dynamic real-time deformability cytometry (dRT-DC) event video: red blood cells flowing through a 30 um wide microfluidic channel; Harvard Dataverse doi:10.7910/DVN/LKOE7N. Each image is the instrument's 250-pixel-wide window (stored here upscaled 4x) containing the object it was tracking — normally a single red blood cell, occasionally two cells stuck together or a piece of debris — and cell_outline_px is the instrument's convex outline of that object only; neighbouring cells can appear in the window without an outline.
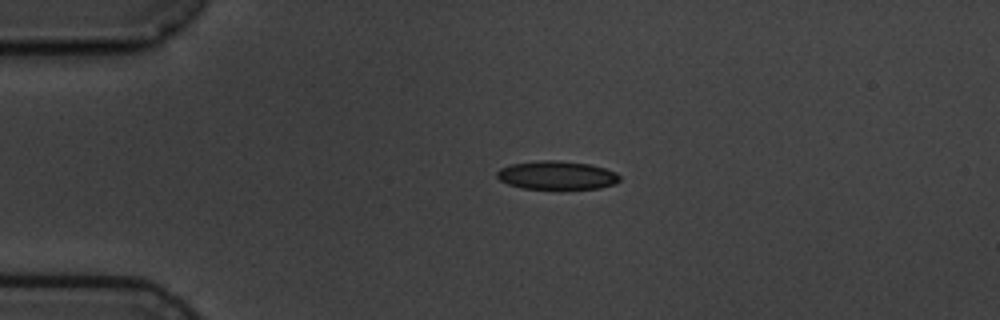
{"species": "common noctule bat (a hibernating species)", "species_latin": "Nyctalus noctula", "temperature_condition": "cold", "stored_images_in_passage": 2, "camera_frame_rate_fps": 3000, "um_per_image_px": 0.085, "animal": {"sex": "male", "body_mass_g": 19.5, "forearm_length_mm": 54.6}, "frame": {"image": 1, "passage_image": 1, "time_ms": 0.0, "image_size_px": [1000, 320], "cell_outline_px": [[620, 180], [616, 184], [600, 188], [520, 188], [508, 184], [500, 180], [496, 176], [496, 172], [500, 168], [512, 164], [540, 160], [556, 160], [588, 164], [604, 168], [616, 172], [620, 176]], "centroid_in_image_um": [47.33, 14.89], "position_along_channel_um": 37.7, "area_um2": 20.23}}